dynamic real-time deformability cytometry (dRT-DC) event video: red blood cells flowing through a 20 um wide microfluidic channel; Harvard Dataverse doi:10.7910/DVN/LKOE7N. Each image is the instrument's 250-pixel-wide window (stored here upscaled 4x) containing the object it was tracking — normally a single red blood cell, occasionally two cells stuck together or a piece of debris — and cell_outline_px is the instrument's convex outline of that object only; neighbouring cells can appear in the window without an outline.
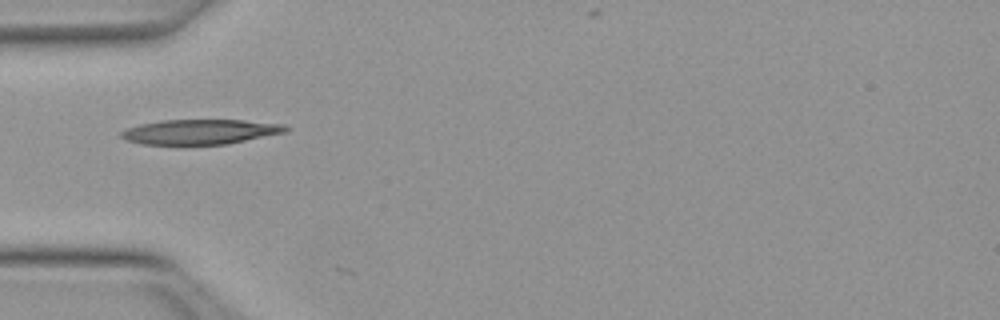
{"species": "Egyptian fruit bat (a non-hibernating species)", "species_latin": "Rousettus aegyptiacus", "temperature_condition": "warm", "stored_images_in_passage": 2, "camera_frame_rate_fps": 3000, "um_per_image_px": 0.085, "animal": {"sex": "female"}, "frame": {"image": 1, "passage_image": 1, "time_ms": 0.0, "image_size_px": [1000, 320], "cell_outline_px": [[288, 128], [284, 132], [228, 144], [180, 148], [140, 144], [128, 140], [120, 136], [120, 132], [128, 128], [140, 124], [160, 120], [244, 120], [284, 124]], "centroid_in_image_um": [16.92, 11.25], "position_along_channel_um": 68.1, "area_um2": 24.91}}